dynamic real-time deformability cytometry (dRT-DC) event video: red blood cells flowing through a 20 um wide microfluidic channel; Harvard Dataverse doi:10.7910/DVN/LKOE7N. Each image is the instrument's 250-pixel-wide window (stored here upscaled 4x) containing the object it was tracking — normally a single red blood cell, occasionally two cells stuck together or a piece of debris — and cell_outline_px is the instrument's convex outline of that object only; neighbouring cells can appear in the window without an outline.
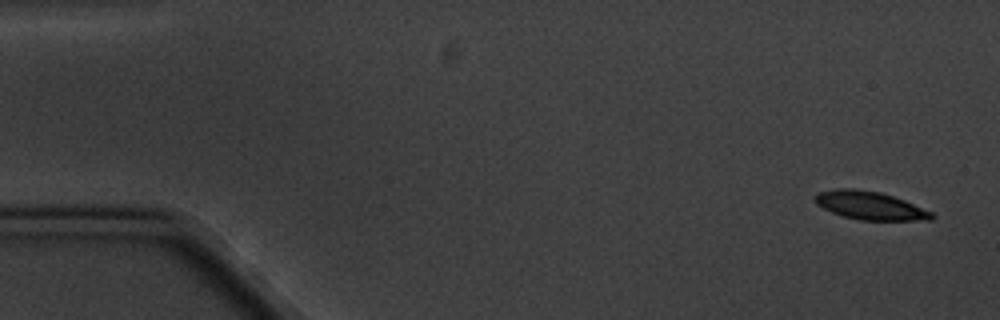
{"species": "common noctule bat (a hibernating species)", "species_latin": "Nyctalus noctula", "temperature_condition": "cold", "stored_images_in_passage": 4, "camera_frame_rate_fps": 3000, "um_per_image_px": 0.085, "animal": {"sex": "male", "body_mass_g": 20.1, "forearm_length_mm": 53.5}, "frame": {"image": 1, "passage_image": 1, "time_ms": 0.0, "image_size_px": [1000, 320], "cell_outline_px": [[936, 216], [932, 220], [860, 220], [844, 216], [832, 212], [816, 204], [816, 192], [836, 188], [856, 188], [880, 192], [904, 200], [932, 212]], "centroid_in_image_um": [73.95, 17.46], "position_along_channel_um": 11.0, "area_um2": 19.13}}